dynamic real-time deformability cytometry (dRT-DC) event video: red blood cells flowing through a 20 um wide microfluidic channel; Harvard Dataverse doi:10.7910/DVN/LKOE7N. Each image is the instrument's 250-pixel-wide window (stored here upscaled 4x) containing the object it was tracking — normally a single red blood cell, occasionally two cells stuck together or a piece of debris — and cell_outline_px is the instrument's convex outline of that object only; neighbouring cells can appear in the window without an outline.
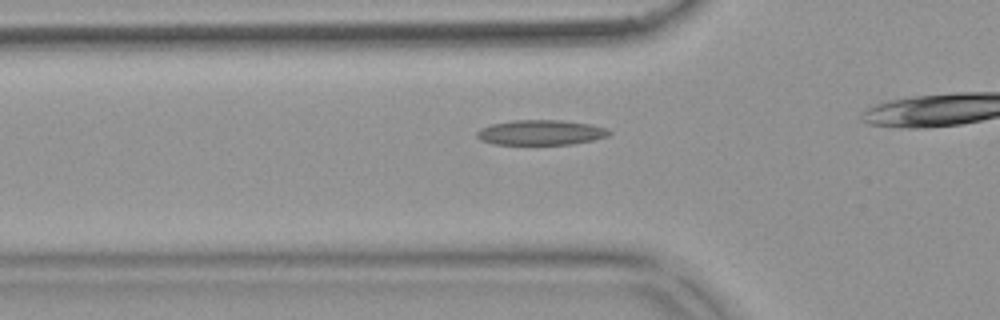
{"species": "common noctule bat (a hibernating species)", "species_latin": "Nyctalus noctula", "temperature_condition": "warm", "stored_images_in_passage": 37, "camera_frame_rate_fps": 3000, "um_per_image_px": 0.085, "animal": {"sex": "female", "body_mass_g": 18.4}, "frame": {"image": 1, "passage_image": 11, "time_ms": 3.333, "image_size_px": [1000, 320], "cell_outline_px": [[612, 132], [608, 136], [592, 140], [572, 144], [492, 144], [480, 140], [476, 136], [476, 132], [480, 128], [492, 124], [512, 120], [560, 120], [588, 124], [604, 128]], "centroid_in_image_um": [45.91, 11.26], "position_along_channel_um": 79.9, "area_um2": 19.19}}
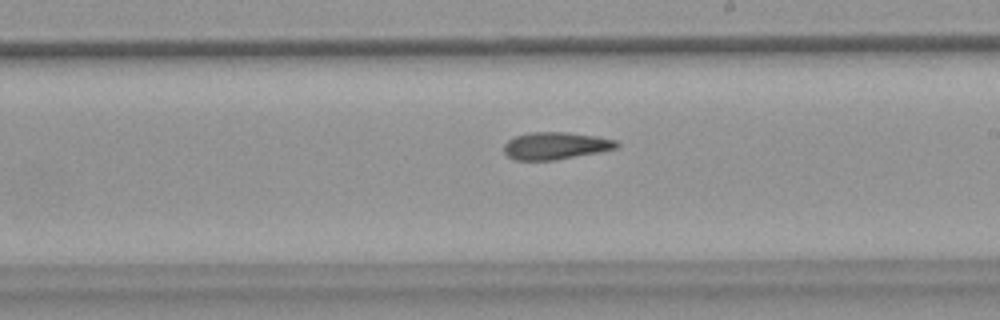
{"frame": {"image": 2, "passage_image": 24, "time_ms": 7.667, "image_size_px": [1000, 320], "cell_outline_px": [[620, 144], [616, 148], [600, 152], [552, 160], [516, 160], [508, 156], [504, 152], [504, 144], [508, 140], [516, 136], [532, 132], [568, 132], [596, 136], [616, 140]], "centroid_in_image_um": [47.23, 12.38], "position_along_channel_um": 241.8, "area_um2": 17.8}}
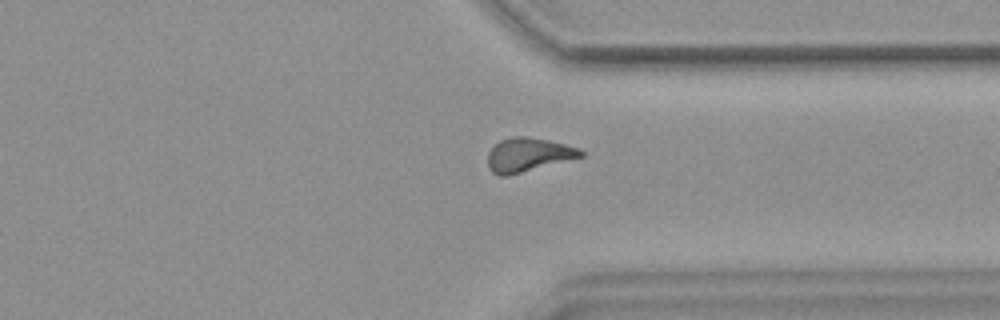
{"frame": {"image": 3, "passage_image": 34, "time_ms": 11.0, "image_size_px": [1000, 320], "cell_outline_px": [[584, 156], [504, 176], [500, 176], [492, 172], [488, 168], [488, 152], [500, 140], [512, 136], [528, 136], [548, 140], [580, 148], [584, 152]], "centroid_in_image_um": [44.88, 13.13], "position_along_channel_um": 366.5, "area_um2": 18.09}}